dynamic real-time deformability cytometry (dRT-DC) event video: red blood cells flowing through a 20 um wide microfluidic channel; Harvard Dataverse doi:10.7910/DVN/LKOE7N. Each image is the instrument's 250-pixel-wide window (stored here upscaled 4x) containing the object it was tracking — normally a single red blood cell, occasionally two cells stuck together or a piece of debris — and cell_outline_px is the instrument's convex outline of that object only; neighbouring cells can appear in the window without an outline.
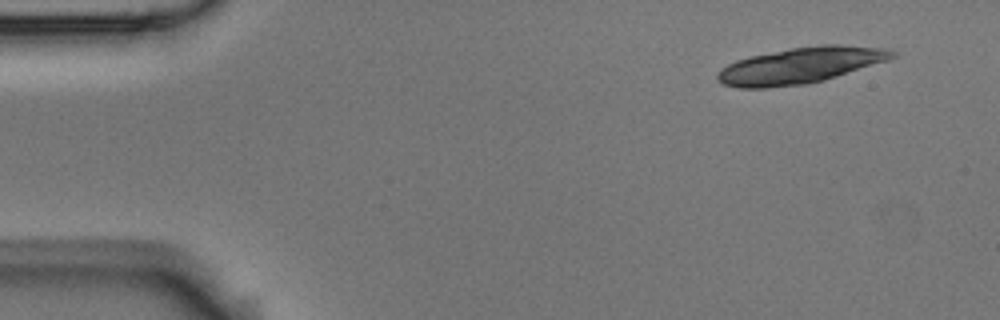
{"species": "Egyptian fruit bat (a non-hibernating species)", "species_latin": "Rousettus aegyptiacus", "temperature_condition": "room temperature", "stored_images_in_passage": 6, "camera_frame_rate_fps": 3000, "um_per_image_px": 0.085, "animal": {"sex": "male"}, "frame": {"image": 1, "passage_image": 6, "time_ms": 1.667, "image_size_px": [1000, 320], "cell_outline_px": [[896, 56], [888, 60], [824, 80], [808, 84], [764, 88], [740, 88], [724, 84], [716, 76], [720, 68], [736, 60], [752, 56], [792, 48], [820, 44], [840, 44], [888, 48], [896, 52]], "centroid_in_image_um": [68.07, 5.56], "position_along_channel_um": 16.9, "area_um2": 36.65}}